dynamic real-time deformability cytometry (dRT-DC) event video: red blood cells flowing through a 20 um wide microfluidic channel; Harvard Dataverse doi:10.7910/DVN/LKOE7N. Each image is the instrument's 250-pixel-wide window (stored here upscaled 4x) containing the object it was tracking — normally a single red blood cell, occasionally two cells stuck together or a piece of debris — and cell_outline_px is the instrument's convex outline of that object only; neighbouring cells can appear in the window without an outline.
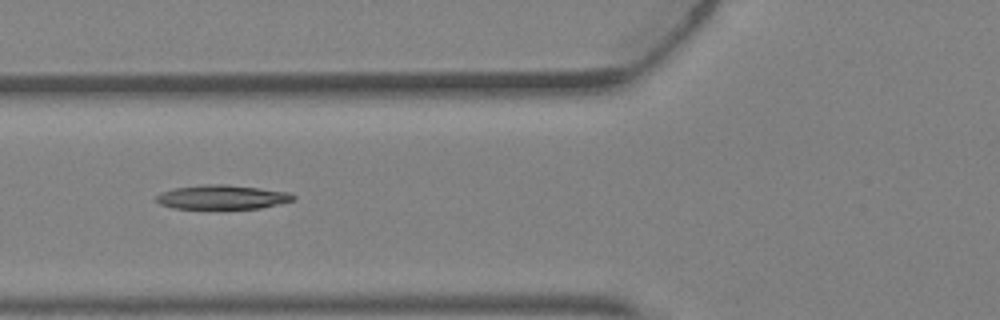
{"species": "Egyptian fruit bat (a non-hibernating species)", "species_latin": "Rousettus aegyptiacus", "temperature_condition": "warm", "stored_images_in_passage": 5, "camera_frame_rate_fps": 3000, "um_per_image_px": 0.085, "animal": {"sex": "female"}, "frame": {"image": 1, "passage_image": 5, "time_ms": 1.333, "image_size_px": [1000, 320], "cell_outline_px": [[296, 196], [292, 200], [260, 208], [172, 208], [160, 204], [156, 200], [156, 196], [160, 192], [176, 188], [204, 184], [224, 184], [292, 192]], "centroid_in_image_um": [18.87, 16.74], "position_along_channel_um": 106.9, "area_um2": 19.07}}